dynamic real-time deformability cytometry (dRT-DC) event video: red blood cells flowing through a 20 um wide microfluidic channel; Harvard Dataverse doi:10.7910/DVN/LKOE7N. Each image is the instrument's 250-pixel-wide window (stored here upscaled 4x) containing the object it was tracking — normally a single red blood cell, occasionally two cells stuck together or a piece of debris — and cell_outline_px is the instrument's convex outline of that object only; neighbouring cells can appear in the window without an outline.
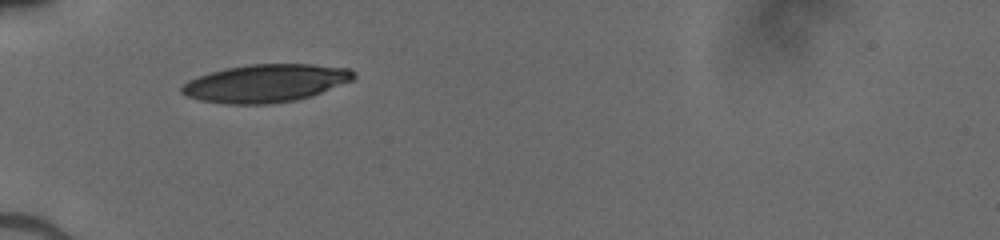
{"species": "human", "species_latin": "Homo sapiens", "temperature_condition": "cold", "stored_images_in_passage": 30, "camera_frame_rate_fps": 3000, "um_per_image_px": 0.085, "donor": {"sex": "male"}, "frame": {"image": 1, "passage_image": 1, "time_ms": 0.0, "image_size_px": [1000, 240], "cell_outline_px": [[356, 76], [352, 80], [312, 96], [296, 100], [268, 104], [228, 104], [200, 100], [188, 96], [180, 92], [180, 88], [188, 80], [212, 72], [228, 68], [248, 64], [312, 64], [348, 68], [356, 72]], "centroid_in_image_um": [22.61, 7.07], "position_along_channel_um": 62.4, "area_um2": 37.8}}
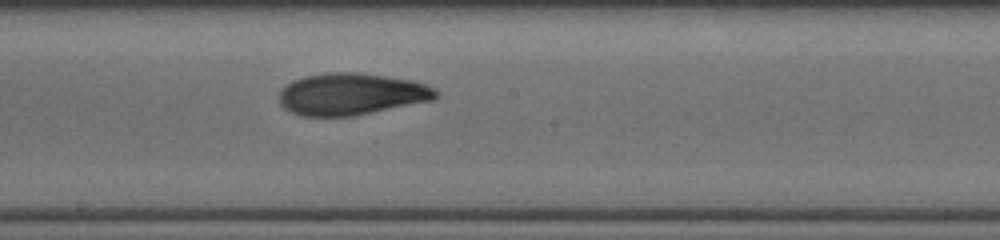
{"frame": {"image": 2, "passage_image": 13, "time_ms": 4.0, "image_size_px": [1000, 240], "cell_outline_px": [[440, 96], [432, 100], [352, 116], [304, 116], [288, 112], [280, 104], [276, 96], [280, 88], [292, 80], [304, 76], [328, 72], [356, 72], [412, 80], [436, 88], [440, 92]], "centroid_in_image_um": [29.81, 7.99], "position_along_channel_um": 218.4, "area_um2": 38.61}}
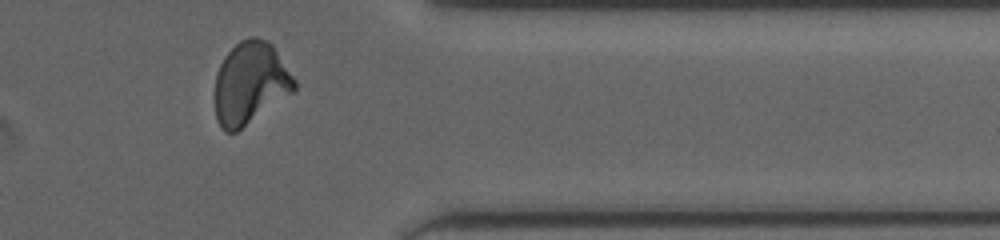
{"frame": {"image": 3, "passage_image": 26, "time_ms": 8.333, "image_size_px": [1000, 240], "cell_outline_px": [[296, 88], [292, 92], [236, 132], [224, 132], [220, 128], [216, 120], [216, 72], [224, 56], [240, 40], [248, 36], [256, 36], [268, 40], [272, 44], [296, 80]], "centroid_in_image_um": [21.26, 7.04], "position_along_channel_um": 390.1, "area_um2": 37.92}}